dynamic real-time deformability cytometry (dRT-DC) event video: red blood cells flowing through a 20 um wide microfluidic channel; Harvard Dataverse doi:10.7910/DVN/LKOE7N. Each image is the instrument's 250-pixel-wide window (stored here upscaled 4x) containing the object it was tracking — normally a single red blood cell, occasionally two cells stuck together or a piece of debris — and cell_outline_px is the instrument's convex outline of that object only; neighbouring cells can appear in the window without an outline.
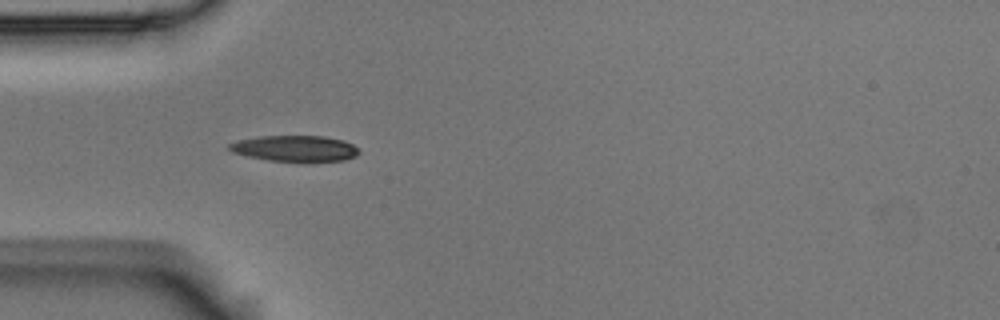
{"species": "Egyptian fruit bat (a non-hibernating species)", "species_latin": "Rousettus aegyptiacus", "temperature_condition": "room temperature", "stored_images_in_passage": 6, "camera_frame_rate_fps": 3000, "um_per_image_px": 0.085, "animal": {"sex": "male"}, "frame": {"image": 1, "passage_image": 2, "time_ms": 0.333, "image_size_px": [1000, 320], "cell_outline_px": [[360, 152], [356, 156], [344, 160], [304, 164], [268, 160], [248, 156], [232, 152], [228, 148], [228, 144], [236, 140], [260, 136], [324, 136], [344, 140], [352, 144]], "centroid_in_image_um": [25.09, 12.65], "position_along_channel_um": 59.9, "area_um2": 20.35}}
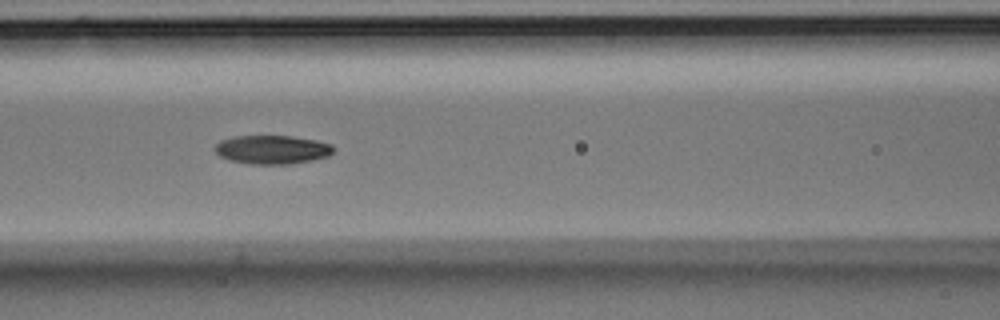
{"frame": {"image": 2, "passage_image": 4, "time_ms": 1.0, "image_size_px": [1000, 320], "cell_outline_px": [[336, 148], [328, 156], [312, 160], [288, 164], [248, 164], [228, 160], [220, 156], [216, 152], [216, 144], [220, 140], [232, 136], [292, 136], [316, 140], [332, 144]], "centroid_in_image_um": [23.14, 12.71], "position_along_channel_um": 143.5, "area_um2": 19.94}}
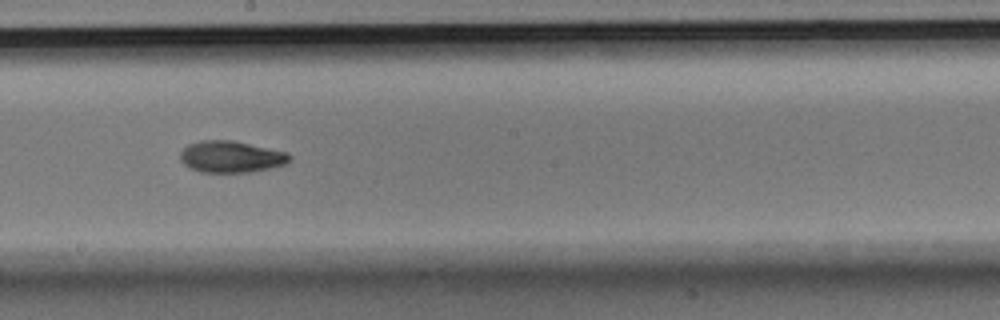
{"frame": {"image": 3, "passage_image": 6, "time_ms": 1.667, "image_size_px": [1000, 320], "cell_outline_px": [[292, 156], [284, 164], [268, 168], [248, 172], [200, 172], [184, 164], [180, 160], [180, 152], [188, 144], [200, 140], [232, 140], [288, 152]], "centroid_in_image_um": [19.61, 13.31], "position_along_channel_um": 228.6, "area_um2": 20.0}}